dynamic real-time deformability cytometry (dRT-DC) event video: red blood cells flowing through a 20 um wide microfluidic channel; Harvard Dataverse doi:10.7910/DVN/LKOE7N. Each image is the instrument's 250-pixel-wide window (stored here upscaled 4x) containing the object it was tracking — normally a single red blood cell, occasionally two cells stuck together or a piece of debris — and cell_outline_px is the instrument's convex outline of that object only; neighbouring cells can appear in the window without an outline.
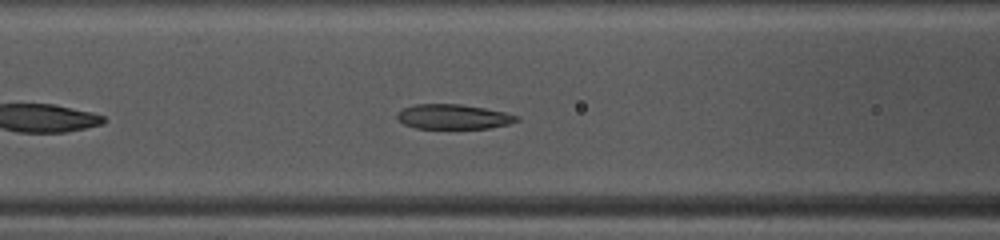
{"species": "common noctule bat (a hibernating species)", "species_latin": "Nyctalus noctula", "temperature_condition": "warm", "stored_images_in_passage": 20, "camera_frame_rate_fps": 3000, "um_per_image_px": 0.085, "animal": {"sex": "female", "body_mass_g": 10.0, "forearm_length_mm": 53.1}, "frame": {"image": 1, "passage_image": 6, "time_ms": 1.667, "image_size_px": [1000, 240], "cell_outline_px": [[520, 120], [508, 124], [488, 128], [416, 128], [404, 124], [396, 116], [404, 108], [416, 104], [460, 104], [484, 108], [504, 112], [520, 116]], "centroid_in_image_um": [38.57, 9.92], "position_along_channel_um": 128.0, "area_um2": 17.05}}
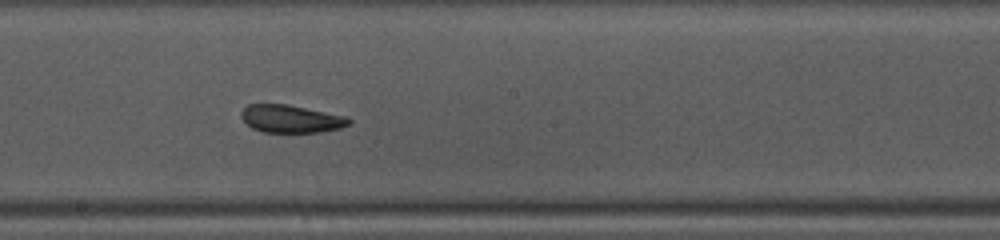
{"frame": {"image": 2, "passage_image": 13, "time_ms": 4.0, "image_size_px": [1000, 240], "cell_outline_px": [[352, 124], [340, 128], [320, 132], [264, 132], [252, 128], [240, 116], [240, 112], [248, 104], [288, 104], [344, 116], [352, 120]], "centroid_in_image_um": [24.73, 10.1], "position_along_channel_um": 223.5, "area_um2": 17.34}}
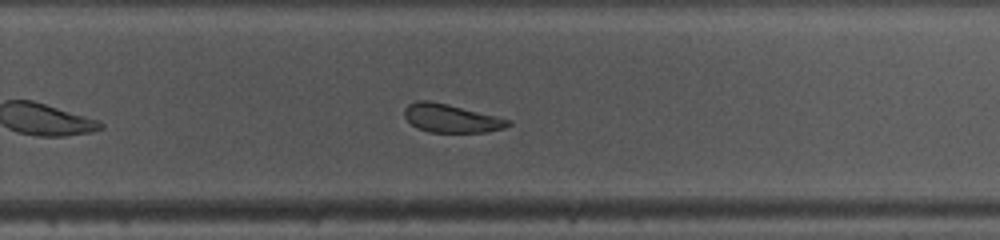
{"frame": {"image": 3, "passage_image": 18, "time_ms": 5.667, "image_size_px": [1000, 240], "cell_outline_px": [[512, 124], [504, 128], [488, 132], [428, 132], [416, 128], [404, 116], [404, 108], [408, 104], [416, 100], [428, 100], [448, 104], [512, 120]], "centroid_in_image_um": [38.34, 10.05], "position_along_channel_um": 291.5, "area_um2": 17.22}}